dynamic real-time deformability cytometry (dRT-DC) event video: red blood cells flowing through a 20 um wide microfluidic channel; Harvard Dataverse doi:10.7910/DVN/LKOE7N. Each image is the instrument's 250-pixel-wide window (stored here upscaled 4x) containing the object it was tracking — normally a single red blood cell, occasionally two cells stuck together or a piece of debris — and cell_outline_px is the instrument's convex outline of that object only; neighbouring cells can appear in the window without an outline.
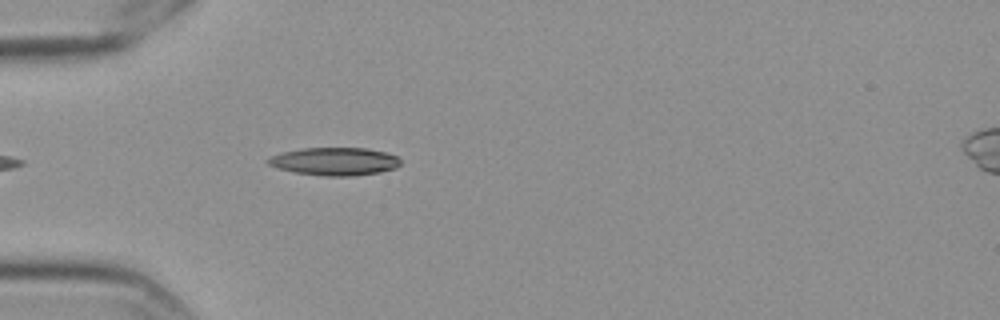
{"species": "Egyptian fruit bat (a non-hibernating species)", "species_latin": "Rousettus aegyptiacus", "temperature_condition": "cold", "stored_images_in_passage": 44, "camera_frame_rate_fps": 3000, "um_per_image_px": 0.085, "frame": {"image": 1, "passage_image": 4, "time_ms": 1.0, "image_size_px": [1000, 320], "cell_outline_px": [[400, 164], [396, 168], [380, 172], [352, 176], [324, 176], [292, 172], [276, 168], [268, 164], [264, 160], [268, 156], [284, 152], [304, 148], [364, 148], [384, 152], [396, 156], [400, 160]], "centroid_in_image_um": [28.39, 13.73], "position_along_channel_um": 56.6, "area_um2": 21.62}}
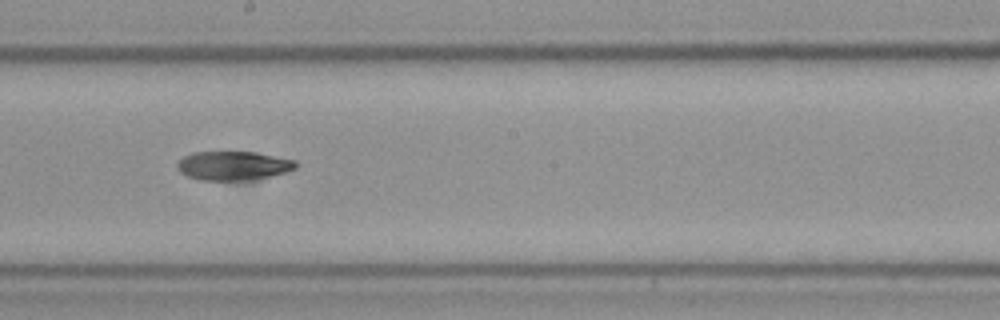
{"frame": {"image": 2, "passage_image": 19, "time_ms": 6.0, "image_size_px": [1000, 320], "cell_outline_px": [[300, 164], [296, 168], [284, 172], [252, 180], [200, 180], [188, 176], [180, 172], [176, 168], [176, 164], [184, 156], [192, 152], [256, 152], [296, 160]], "centroid_in_image_um": [19.83, 14.08], "position_along_channel_um": 228.4, "area_um2": 20.06}}
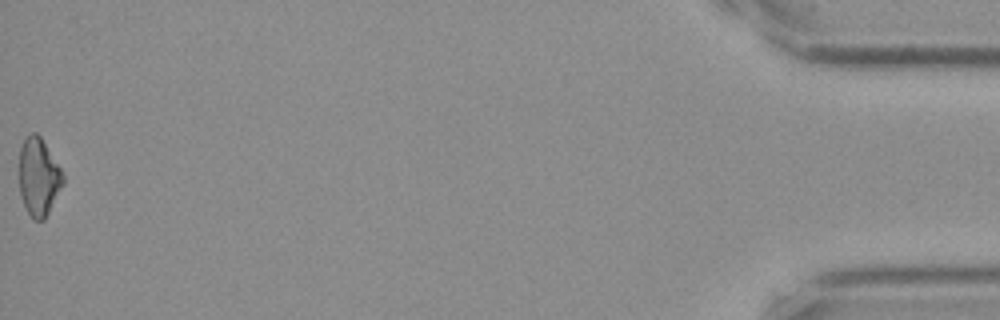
{"frame": {"image": 3, "passage_image": 44, "time_ms": 14.333, "image_size_px": [1000, 320], "cell_outline_px": [[64, 184], [44, 220], [32, 220], [20, 196], [20, 148], [24, 140], [32, 132], [36, 132], [40, 136], [60, 168], [64, 176]], "centroid_in_image_um": [3.29, 15.06], "position_along_channel_um": 431.9, "area_um2": 19.65}}